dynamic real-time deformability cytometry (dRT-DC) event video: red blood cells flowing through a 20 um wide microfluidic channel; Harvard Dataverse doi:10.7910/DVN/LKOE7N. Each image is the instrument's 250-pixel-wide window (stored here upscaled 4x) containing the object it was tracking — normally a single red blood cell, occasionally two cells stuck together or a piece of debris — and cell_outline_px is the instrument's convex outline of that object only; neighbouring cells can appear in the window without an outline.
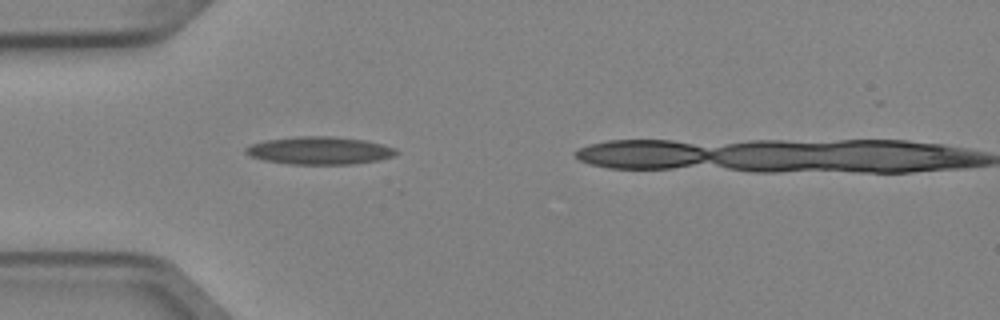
{"species": "Egyptian fruit bat (a non-hibernating species)", "species_latin": "Rousettus aegyptiacus", "temperature_condition": "cold", "stored_images_in_passage": 2, "camera_frame_rate_fps": 3000, "um_per_image_px": 0.085, "animal": {"sex": "female"}, "frame": {"image": 1, "passage_image": 1, "time_ms": 0.0, "image_size_px": [1000, 320], "cell_outline_px": [[400, 152], [392, 156], [380, 160], [352, 164], [288, 164], [264, 160], [248, 156], [244, 152], [244, 148], [252, 144], [268, 140], [296, 136], [328, 136], [364, 140], [396, 148]], "centroid_in_image_um": [27.14, 12.8], "position_along_channel_um": 57.9, "area_um2": 24.28}}